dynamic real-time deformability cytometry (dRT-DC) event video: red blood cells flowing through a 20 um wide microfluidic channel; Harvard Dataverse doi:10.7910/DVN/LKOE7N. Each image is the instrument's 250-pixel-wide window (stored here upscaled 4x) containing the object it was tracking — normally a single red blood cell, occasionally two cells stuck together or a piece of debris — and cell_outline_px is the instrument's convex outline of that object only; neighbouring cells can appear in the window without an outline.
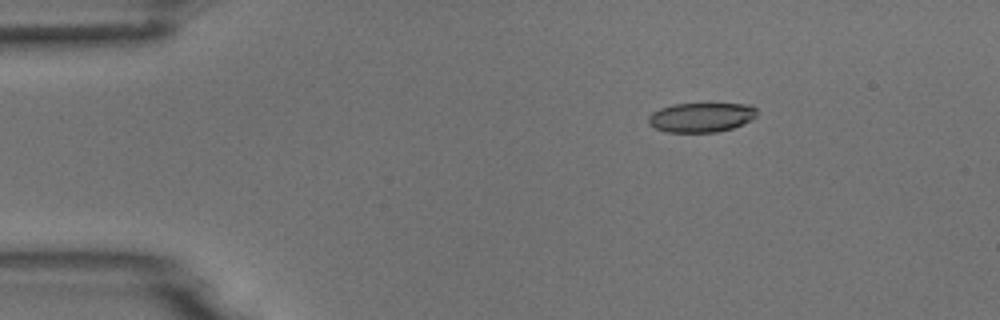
{"species": "common noctule bat (a hibernating species)", "species_latin": "Nyctalus noctula", "temperature_condition": "room temperature", "stored_images_in_passage": 4, "camera_frame_rate_fps": 3000, "um_per_image_px": 0.085, "animal": {"sex": "male", "body_mass_g": 18.8}, "frame": {"image": 1, "passage_image": 3, "time_ms": 2.333, "image_size_px": [1000, 320], "cell_outline_px": [[756, 116], [752, 120], [732, 128], [716, 132], [668, 132], [656, 128], [648, 124], [648, 116], [652, 112], [660, 108], [672, 104], [748, 104], [756, 108]], "centroid_in_image_um": [59.59, 9.97], "position_along_channel_um": 25.4, "area_um2": 18.61}}